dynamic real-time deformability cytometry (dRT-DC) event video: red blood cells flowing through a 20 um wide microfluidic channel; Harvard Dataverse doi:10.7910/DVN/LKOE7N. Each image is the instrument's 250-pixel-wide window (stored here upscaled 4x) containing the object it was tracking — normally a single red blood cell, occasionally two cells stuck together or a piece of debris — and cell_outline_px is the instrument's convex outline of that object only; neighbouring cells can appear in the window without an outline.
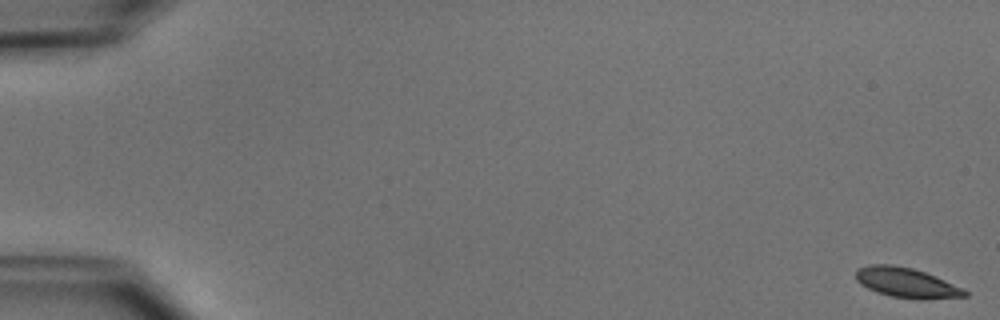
{"species": "common noctule bat (a hibernating species)", "species_latin": "Nyctalus noctula", "temperature_condition": "cold", "stored_images_in_passage": 53, "camera_frame_rate_fps": 3000, "um_per_image_px": 0.085, "animal": {"sex": "male", "body_mass_g": 15.6}, "frame": {"image": 1, "passage_image": 1, "time_ms": 0.0, "image_size_px": [1000, 320], "cell_outline_px": [[968, 296], [924, 300], [920, 300], [892, 296], [876, 292], [860, 284], [856, 280], [856, 268], [868, 264], [892, 264], [912, 268], [924, 272], [964, 288], [968, 292]], "centroid_in_image_um": [77.04, 24.03], "position_along_channel_um": 8.0, "area_um2": 19.13}}
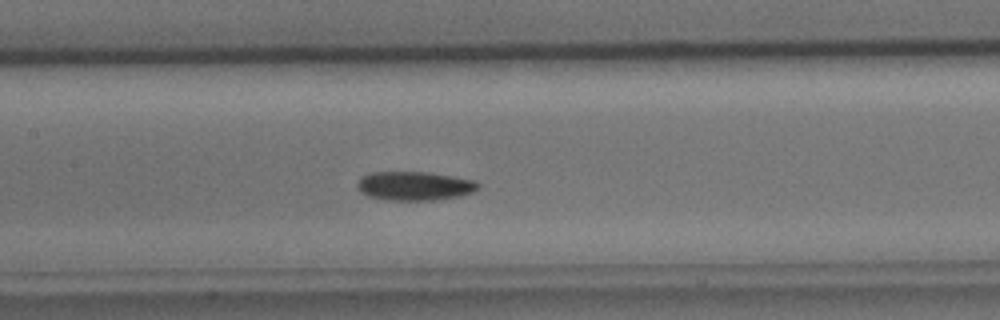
{"frame": {"image": 2, "passage_image": 26, "time_ms": 8.333, "image_size_px": [1000, 320], "cell_outline_px": [[480, 184], [472, 192], [460, 196], [432, 200], [388, 200], [368, 196], [360, 192], [356, 184], [360, 176], [372, 172], [428, 172], [476, 180]], "centroid_in_image_um": [35.2, 15.8], "position_along_channel_um": 172.2, "area_um2": 20.4}}
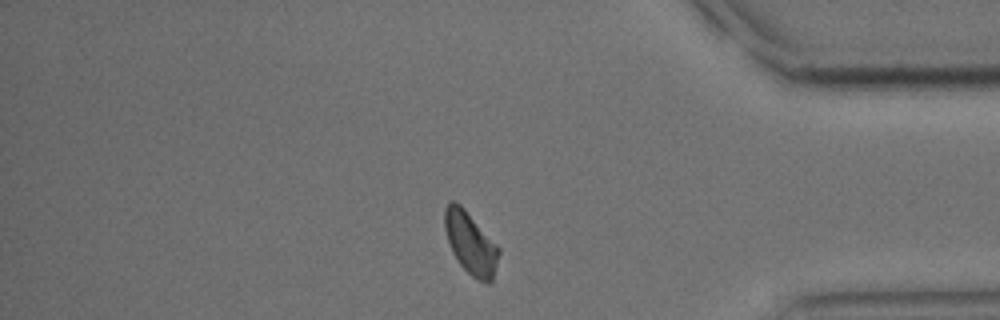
{"frame": {"image": 3, "passage_image": 45, "time_ms": 14.667, "image_size_px": [1000, 320], "cell_outline_px": [[500, 252], [492, 280], [488, 284], [472, 276], [460, 264], [452, 252], [444, 228], [444, 208], [452, 200], [460, 204], [464, 208], [500, 248]], "centroid_in_image_um": [39.99, 20.66], "position_along_channel_um": 395.2, "area_um2": 19.36}, "authors_computed_cell_mechanics": {"area_um2": 19.5364, "velocity_mm_per_s": 3.8807, "shape_relaxation_time_tau1_ms": 2.7158, "shape_relaxation_time_tau2_ms": null, "deformation_change_tau1": 0.0944, "deformation_change_tau2": null}}